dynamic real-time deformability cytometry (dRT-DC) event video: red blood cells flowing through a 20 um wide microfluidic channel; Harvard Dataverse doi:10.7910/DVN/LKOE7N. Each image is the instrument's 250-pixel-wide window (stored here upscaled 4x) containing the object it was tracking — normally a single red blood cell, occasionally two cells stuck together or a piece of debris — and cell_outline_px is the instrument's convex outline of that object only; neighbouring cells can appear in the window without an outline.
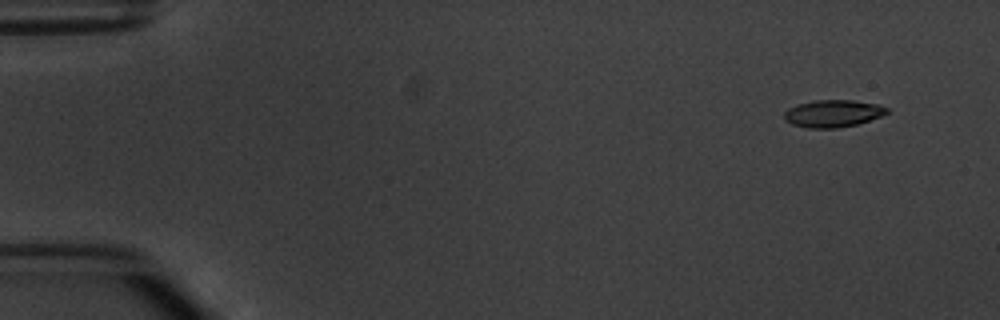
{"species": "common noctule bat (a hibernating species)", "species_latin": "Nyctalus noctula", "temperature_condition": "warm", "stored_images_in_passage": 7, "camera_frame_rate_fps": 3000, "um_per_image_px": 0.085, "animal": {"sex": "male", "body_mass_g": 20.1, "forearm_length_mm": 53.5}, "frame": {"image": 1, "passage_image": 1, "time_ms": 0.0, "image_size_px": [1000, 320], "cell_outline_px": [[888, 112], [880, 116], [856, 124], [836, 128], [808, 128], [792, 124], [784, 120], [784, 112], [788, 108], [800, 104], [816, 100], [852, 100], [880, 104], [888, 108]], "centroid_in_image_um": [70.79, 9.64], "position_along_channel_um": 14.2, "area_um2": 16.18}}
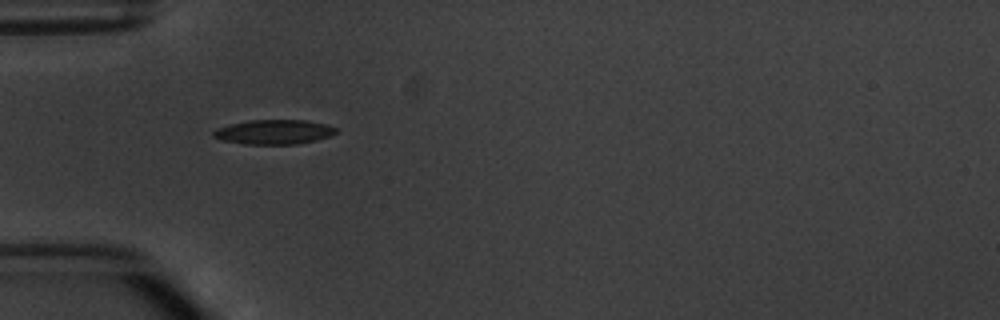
{"frame": {"image": 2, "passage_image": 5, "time_ms": 4.333, "image_size_px": [1000, 320], "cell_outline_px": [[336, 132], [332, 136], [316, 140], [296, 144], [244, 144], [220, 140], [212, 136], [212, 132], [216, 128], [228, 124], [248, 120], [308, 120], [324, 124], [336, 128]], "centroid_in_image_um": [23.24, 11.21], "position_along_channel_um": 61.8, "area_um2": 17.69}}
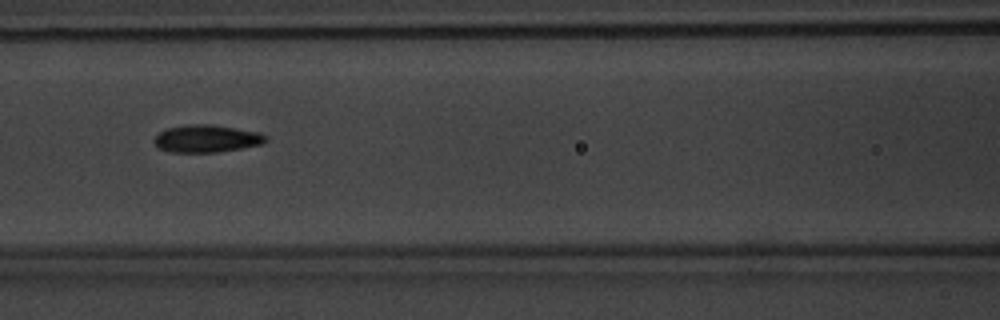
{"frame": {"image": 3, "passage_image": 7, "time_ms": 6.667, "image_size_px": [1000, 320], "cell_outline_px": [[268, 140], [260, 144], [240, 148], [216, 152], [168, 152], [160, 148], [152, 140], [160, 132], [168, 128], [188, 124], [212, 124], [260, 132], [268, 136]], "centroid_in_image_um": [17.57, 11.77], "position_along_channel_um": 149.0, "area_um2": 17.8}}